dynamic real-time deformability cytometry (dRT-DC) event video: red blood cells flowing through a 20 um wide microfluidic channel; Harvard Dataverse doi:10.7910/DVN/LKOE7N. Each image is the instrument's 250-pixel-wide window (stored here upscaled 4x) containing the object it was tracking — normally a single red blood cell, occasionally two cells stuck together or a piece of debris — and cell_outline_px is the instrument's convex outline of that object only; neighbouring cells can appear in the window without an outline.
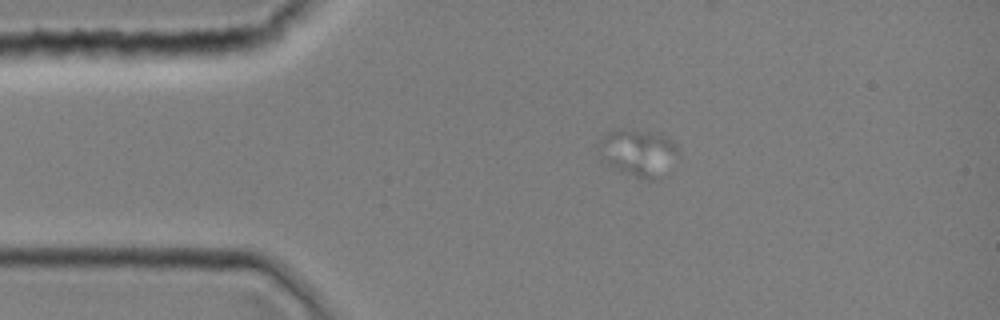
{"species": "common noctule bat (a hibernating species)", "species_latin": "Nyctalus noctula", "temperature_condition": "room temperature", "stored_images_in_passage": 2, "camera_frame_rate_fps": 3000, "um_per_image_px": 0.085, "animal": {"sex": "female", "body_mass_g": 19.0, "forearm_length_mm": 51.5}, "frame": {"image": 1, "passage_image": 1, "time_ms": 0.0, "image_size_px": [1000, 320], "cell_outline_px": [[680, 156], [660, 176], [652, 180], [648, 180], [636, 176], [608, 164], [600, 160], [596, 148], [600, 140], [608, 132], [616, 128], [620, 128], [644, 132], [664, 136], [672, 140], [676, 144], [680, 152]], "centroid_in_image_um": [54.23, 12.96], "position_along_channel_um": 30.8, "area_um2": 21.62}}